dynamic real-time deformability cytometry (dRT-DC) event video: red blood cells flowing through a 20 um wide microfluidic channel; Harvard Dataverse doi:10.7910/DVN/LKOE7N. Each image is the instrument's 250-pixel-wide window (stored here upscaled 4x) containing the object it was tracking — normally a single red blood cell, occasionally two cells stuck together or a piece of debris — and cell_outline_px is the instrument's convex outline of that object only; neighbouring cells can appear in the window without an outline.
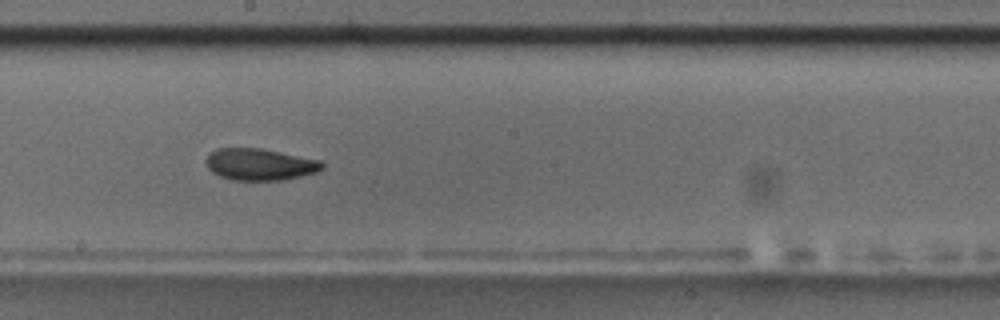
{"species": "common noctule bat (a hibernating species)", "species_latin": "Nyctalus noctula", "temperature_condition": "room temperature", "stored_images_in_passage": 11, "camera_frame_rate_fps": 3000, "um_per_image_px": 0.085, "animal": {"sex": "male", "body_mass_g": 17.5, "forearm_length_mm": 52.3}, "frame": {"image": 1, "passage_image": 7, "time_ms": 7.333, "image_size_px": [1000, 320], "cell_outline_px": [[324, 168], [316, 172], [300, 176], [280, 180], [232, 180], [220, 176], [212, 172], [208, 168], [204, 160], [216, 148], [260, 148], [320, 160], [324, 164]], "centroid_in_image_um": [22.07, 13.97], "position_along_channel_um": 226.1, "area_um2": 21.39}, "authors_computed_cell_mechanics": {"area_um2": 21.5594, "velocity_mm_per_s": 3.6357, "shape_relaxation_time_tau1_ms": 3.4897, "shape_relaxation_time_tau2_ms": 3.5477, "deformation_change_tau1": 0.119, "deformation_change_tau2": 0.0743}}